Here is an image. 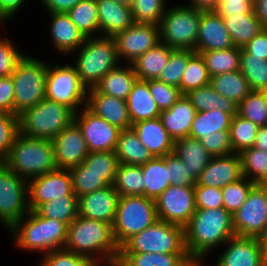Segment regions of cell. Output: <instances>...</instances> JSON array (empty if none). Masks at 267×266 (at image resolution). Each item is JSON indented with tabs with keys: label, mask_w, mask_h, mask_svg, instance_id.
Returning <instances> with one entry per match:
<instances>
[{
	"label": "cell",
	"mask_w": 267,
	"mask_h": 266,
	"mask_svg": "<svg viewBox=\"0 0 267 266\" xmlns=\"http://www.w3.org/2000/svg\"><path fill=\"white\" fill-rule=\"evenodd\" d=\"M73 193L72 176L68 169H56L28 181L30 211L47 201Z\"/></svg>",
	"instance_id": "17"
},
{
	"label": "cell",
	"mask_w": 267,
	"mask_h": 266,
	"mask_svg": "<svg viewBox=\"0 0 267 266\" xmlns=\"http://www.w3.org/2000/svg\"><path fill=\"white\" fill-rule=\"evenodd\" d=\"M240 72L251 90L267 91V60L254 57L241 48Z\"/></svg>",
	"instance_id": "45"
},
{
	"label": "cell",
	"mask_w": 267,
	"mask_h": 266,
	"mask_svg": "<svg viewBox=\"0 0 267 266\" xmlns=\"http://www.w3.org/2000/svg\"><path fill=\"white\" fill-rule=\"evenodd\" d=\"M19 133V115L0 112V162L9 155Z\"/></svg>",
	"instance_id": "54"
},
{
	"label": "cell",
	"mask_w": 267,
	"mask_h": 266,
	"mask_svg": "<svg viewBox=\"0 0 267 266\" xmlns=\"http://www.w3.org/2000/svg\"><path fill=\"white\" fill-rule=\"evenodd\" d=\"M158 220L155 200L145 196H120L112 225L113 236L119 248L134 234Z\"/></svg>",
	"instance_id": "9"
},
{
	"label": "cell",
	"mask_w": 267,
	"mask_h": 266,
	"mask_svg": "<svg viewBox=\"0 0 267 266\" xmlns=\"http://www.w3.org/2000/svg\"><path fill=\"white\" fill-rule=\"evenodd\" d=\"M69 171L72 176L73 192L77 197L108 186L100 175L90 171L83 163L70 168Z\"/></svg>",
	"instance_id": "49"
},
{
	"label": "cell",
	"mask_w": 267,
	"mask_h": 266,
	"mask_svg": "<svg viewBox=\"0 0 267 266\" xmlns=\"http://www.w3.org/2000/svg\"><path fill=\"white\" fill-rule=\"evenodd\" d=\"M201 11L190 6L167 8L161 18L160 42L174 50H195L199 34Z\"/></svg>",
	"instance_id": "10"
},
{
	"label": "cell",
	"mask_w": 267,
	"mask_h": 266,
	"mask_svg": "<svg viewBox=\"0 0 267 266\" xmlns=\"http://www.w3.org/2000/svg\"><path fill=\"white\" fill-rule=\"evenodd\" d=\"M28 181L0 162V223L9 231L30 212Z\"/></svg>",
	"instance_id": "12"
},
{
	"label": "cell",
	"mask_w": 267,
	"mask_h": 266,
	"mask_svg": "<svg viewBox=\"0 0 267 266\" xmlns=\"http://www.w3.org/2000/svg\"><path fill=\"white\" fill-rule=\"evenodd\" d=\"M83 164L90 171L100 175L108 185H113L120 163L115 151H99L89 152Z\"/></svg>",
	"instance_id": "48"
},
{
	"label": "cell",
	"mask_w": 267,
	"mask_h": 266,
	"mask_svg": "<svg viewBox=\"0 0 267 266\" xmlns=\"http://www.w3.org/2000/svg\"><path fill=\"white\" fill-rule=\"evenodd\" d=\"M57 169H70L83 163L89 154L78 124L73 121L52 140Z\"/></svg>",
	"instance_id": "18"
},
{
	"label": "cell",
	"mask_w": 267,
	"mask_h": 266,
	"mask_svg": "<svg viewBox=\"0 0 267 266\" xmlns=\"http://www.w3.org/2000/svg\"><path fill=\"white\" fill-rule=\"evenodd\" d=\"M233 116L219 109L196 112L189 137L200 139L214 132L229 131Z\"/></svg>",
	"instance_id": "37"
},
{
	"label": "cell",
	"mask_w": 267,
	"mask_h": 266,
	"mask_svg": "<svg viewBox=\"0 0 267 266\" xmlns=\"http://www.w3.org/2000/svg\"><path fill=\"white\" fill-rule=\"evenodd\" d=\"M253 147L267 151V125L259 127Z\"/></svg>",
	"instance_id": "67"
},
{
	"label": "cell",
	"mask_w": 267,
	"mask_h": 266,
	"mask_svg": "<svg viewBox=\"0 0 267 266\" xmlns=\"http://www.w3.org/2000/svg\"><path fill=\"white\" fill-rule=\"evenodd\" d=\"M104 266H124L118 259L106 263Z\"/></svg>",
	"instance_id": "70"
},
{
	"label": "cell",
	"mask_w": 267,
	"mask_h": 266,
	"mask_svg": "<svg viewBox=\"0 0 267 266\" xmlns=\"http://www.w3.org/2000/svg\"><path fill=\"white\" fill-rule=\"evenodd\" d=\"M186 96L190 99L196 112L219 109L232 116L238 114V104L216 92L210 84L190 90Z\"/></svg>",
	"instance_id": "34"
},
{
	"label": "cell",
	"mask_w": 267,
	"mask_h": 266,
	"mask_svg": "<svg viewBox=\"0 0 267 266\" xmlns=\"http://www.w3.org/2000/svg\"><path fill=\"white\" fill-rule=\"evenodd\" d=\"M173 153L186 164L189 171H192L197 178L212 158L200 140L191 137L175 140Z\"/></svg>",
	"instance_id": "31"
},
{
	"label": "cell",
	"mask_w": 267,
	"mask_h": 266,
	"mask_svg": "<svg viewBox=\"0 0 267 266\" xmlns=\"http://www.w3.org/2000/svg\"><path fill=\"white\" fill-rule=\"evenodd\" d=\"M67 14L86 38L100 36L96 0H81Z\"/></svg>",
	"instance_id": "42"
},
{
	"label": "cell",
	"mask_w": 267,
	"mask_h": 266,
	"mask_svg": "<svg viewBox=\"0 0 267 266\" xmlns=\"http://www.w3.org/2000/svg\"><path fill=\"white\" fill-rule=\"evenodd\" d=\"M243 178L240 156H212L207 167L201 172L196 185L223 188Z\"/></svg>",
	"instance_id": "21"
},
{
	"label": "cell",
	"mask_w": 267,
	"mask_h": 266,
	"mask_svg": "<svg viewBox=\"0 0 267 266\" xmlns=\"http://www.w3.org/2000/svg\"><path fill=\"white\" fill-rule=\"evenodd\" d=\"M257 239L263 250L264 256L267 259V225L264 227L263 232L258 236Z\"/></svg>",
	"instance_id": "68"
},
{
	"label": "cell",
	"mask_w": 267,
	"mask_h": 266,
	"mask_svg": "<svg viewBox=\"0 0 267 266\" xmlns=\"http://www.w3.org/2000/svg\"><path fill=\"white\" fill-rule=\"evenodd\" d=\"M165 165L168 168L171 185L195 186L198 178L189 171L186 164L174 153L165 155Z\"/></svg>",
	"instance_id": "55"
},
{
	"label": "cell",
	"mask_w": 267,
	"mask_h": 266,
	"mask_svg": "<svg viewBox=\"0 0 267 266\" xmlns=\"http://www.w3.org/2000/svg\"><path fill=\"white\" fill-rule=\"evenodd\" d=\"M131 128L153 157H163L173 153L175 141L159 117L136 122L132 124Z\"/></svg>",
	"instance_id": "25"
},
{
	"label": "cell",
	"mask_w": 267,
	"mask_h": 266,
	"mask_svg": "<svg viewBox=\"0 0 267 266\" xmlns=\"http://www.w3.org/2000/svg\"><path fill=\"white\" fill-rule=\"evenodd\" d=\"M127 65V66H126ZM137 76L131 64L107 72L94 86L100 93L127 100Z\"/></svg>",
	"instance_id": "30"
},
{
	"label": "cell",
	"mask_w": 267,
	"mask_h": 266,
	"mask_svg": "<svg viewBox=\"0 0 267 266\" xmlns=\"http://www.w3.org/2000/svg\"><path fill=\"white\" fill-rule=\"evenodd\" d=\"M74 115L69 107L44 98L19 114L20 133L52 141L74 121Z\"/></svg>",
	"instance_id": "6"
},
{
	"label": "cell",
	"mask_w": 267,
	"mask_h": 266,
	"mask_svg": "<svg viewBox=\"0 0 267 266\" xmlns=\"http://www.w3.org/2000/svg\"><path fill=\"white\" fill-rule=\"evenodd\" d=\"M232 216L236 236L258 238L267 225V189L256 184Z\"/></svg>",
	"instance_id": "13"
},
{
	"label": "cell",
	"mask_w": 267,
	"mask_h": 266,
	"mask_svg": "<svg viewBox=\"0 0 267 266\" xmlns=\"http://www.w3.org/2000/svg\"><path fill=\"white\" fill-rule=\"evenodd\" d=\"M78 207V197L73 192L71 195L45 202L35 212L41 217L60 220L69 225L79 216Z\"/></svg>",
	"instance_id": "39"
},
{
	"label": "cell",
	"mask_w": 267,
	"mask_h": 266,
	"mask_svg": "<svg viewBox=\"0 0 267 266\" xmlns=\"http://www.w3.org/2000/svg\"><path fill=\"white\" fill-rule=\"evenodd\" d=\"M239 156L243 177L256 184H263L267 180V151L252 147L241 151Z\"/></svg>",
	"instance_id": "44"
},
{
	"label": "cell",
	"mask_w": 267,
	"mask_h": 266,
	"mask_svg": "<svg viewBox=\"0 0 267 266\" xmlns=\"http://www.w3.org/2000/svg\"><path fill=\"white\" fill-rule=\"evenodd\" d=\"M210 86L220 95L239 104L251 91L240 70L210 77Z\"/></svg>",
	"instance_id": "36"
},
{
	"label": "cell",
	"mask_w": 267,
	"mask_h": 266,
	"mask_svg": "<svg viewBox=\"0 0 267 266\" xmlns=\"http://www.w3.org/2000/svg\"><path fill=\"white\" fill-rule=\"evenodd\" d=\"M0 112L15 114L14 86L11 75L0 77Z\"/></svg>",
	"instance_id": "61"
},
{
	"label": "cell",
	"mask_w": 267,
	"mask_h": 266,
	"mask_svg": "<svg viewBox=\"0 0 267 266\" xmlns=\"http://www.w3.org/2000/svg\"><path fill=\"white\" fill-rule=\"evenodd\" d=\"M113 187L120 196H145L141 166L120 163Z\"/></svg>",
	"instance_id": "40"
},
{
	"label": "cell",
	"mask_w": 267,
	"mask_h": 266,
	"mask_svg": "<svg viewBox=\"0 0 267 266\" xmlns=\"http://www.w3.org/2000/svg\"><path fill=\"white\" fill-rule=\"evenodd\" d=\"M115 154L121 164L143 165L153 158L132 128L119 133Z\"/></svg>",
	"instance_id": "32"
},
{
	"label": "cell",
	"mask_w": 267,
	"mask_h": 266,
	"mask_svg": "<svg viewBox=\"0 0 267 266\" xmlns=\"http://www.w3.org/2000/svg\"><path fill=\"white\" fill-rule=\"evenodd\" d=\"M254 0H220L214 10L222 18L230 15L254 13Z\"/></svg>",
	"instance_id": "60"
},
{
	"label": "cell",
	"mask_w": 267,
	"mask_h": 266,
	"mask_svg": "<svg viewBox=\"0 0 267 266\" xmlns=\"http://www.w3.org/2000/svg\"><path fill=\"white\" fill-rule=\"evenodd\" d=\"M48 64L25 54L11 74L14 86L15 115L46 98Z\"/></svg>",
	"instance_id": "8"
},
{
	"label": "cell",
	"mask_w": 267,
	"mask_h": 266,
	"mask_svg": "<svg viewBox=\"0 0 267 266\" xmlns=\"http://www.w3.org/2000/svg\"><path fill=\"white\" fill-rule=\"evenodd\" d=\"M14 45L16 46L6 36L0 38V77L10 76L14 72L17 63L26 54L18 51V48Z\"/></svg>",
	"instance_id": "57"
},
{
	"label": "cell",
	"mask_w": 267,
	"mask_h": 266,
	"mask_svg": "<svg viewBox=\"0 0 267 266\" xmlns=\"http://www.w3.org/2000/svg\"><path fill=\"white\" fill-rule=\"evenodd\" d=\"M88 88L81 82L78 71L71 63L48 64L46 98L69 107L74 113L86 106Z\"/></svg>",
	"instance_id": "11"
},
{
	"label": "cell",
	"mask_w": 267,
	"mask_h": 266,
	"mask_svg": "<svg viewBox=\"0 0 267 266\" xmlns=\"http://www.w3.org/2000/svg\"><path fill=\"white\" fill-rule=\"evenodd\" d=\"M27 0H0V25L16 15Z\"/></svg>",
	"instance_id": "63"
},
{
	"label": "cell",
	"mask_w": 267,
	"mask_h": 266,
	"mask_svg": "<svg viewBox=\"0 0 267 266\" xmlns=\"http://www.w3.org/2000/svg\"><path fill=\"white\" fill-rule=\"evenodd\" d=\"M220 0H190L187 6L200 11H214L218 6Z\"/></svg>",
	"instance_id": "66"
},
{
	"label": "cell",
	"mask_w": 267,
	"mask_h": 266,
	"mask_svg": "<svg viewBox=\"0 0 267 266\" xmlns=\"http://www.w3.org/2000/svg\"><path fill=\"white\" fill-rule=\"evenodd\" d=\"M242 49L254 57L267 60V29H263L243 46Z\"/></svg>",
	"instance_id": "62"
},
{
	"label": "cell",
	"mask_w": 267,
	"mask_h": 266,
	"mask_svg": "<svg viewBox=\"0 0 267 266\" xmlns=\"http://www.w3.org/2000/svg\"><path fill=\"white\" fill-rule=\"evenodd\" d=\"M210 84V76L200 53L194 52L189 58L182 75L179 89L182 94Z\"/></svg>",
	"instance_id": "43"
},
{
	"label": "cell",
	"mask_w": 267,
	"mask_h": 266,
	"mask_svg": "<svg viewBox=\"0 0 267 266\" xmlns=\"http://www.w3.org/2000/svg\"><path fill=\"white\" fill-rule=\"evenodd\" d=\"M73 53H77L78 57L73 65L81 82L88 89L94 87L107 72L121 64L113 37H88Z\"/></svg>",
	"instance_id": "5"
},
{
	"label": "cell",
	"mask_w": 267,
	"mask_h": 266,
	"mask_svg": "<svg viewBox=\"0 0 267 266\" xmlns=\"http://www.w3.org/2000/svg\"><path fill=\"white\" fill-rule=\"evenodd\" d=\"M234 47L223 18L215 11H201L195 52L222 50Z\"/></svg>",
	"instance_id": "22"
},
{
	"label": "cell",
	"mask_w": 267,
	"mask_h": 266,
	"mask_svg": "<svg viewBox=\"0 0 267 266\" xmlns=\"http://www.w3.org/2000/svg\"><path fill=\"white\" fill-rule=\"evenodd\" d=\"M3 163L26 181L57 169L52 141L21 133Z\"/></svg>",
	"instance_id": "4"
},
{
	"label": "cell",
	"mask_w": 267,
	"mask_h": 266,
	"mask_svg": "<svg viewBox=\"0 0 267 266\" xmlns=\"http://www.w3.org/2000/svg\"><path fill=\"white\" fill-rule=\"evenodd\" d=\"M188 254L120 253L118 260L124 266H184Z\"/></svg>",
	"instance_id": "41"
},
{
	"label": "cell",
	"mask_w": 267,
	"mask_h": 266,
	"mask_svg": "<svg viewBox=\"0 0 267 266\" xmlns=\"http://www.w3.org/2000/svg\"><path fill=\"white\" fill-rule=\"evenodd\" d=\"M259 127L252 121L234 115L229 128L230 142L233 153L239 154L241 151L252 148Z\"/></svg>",
	"instance_id": "46"
},
{
	"label": "cell",
	"mask_w": 267,
	"mask_h": 266,
	"mask_svg": "<svg viewBox=\"0 0 267 266\" xmlns=\"http://www.w3.org/2000/svg\"><path fill=\"white\" fill-rule=\"evenodd\" d=\"M119 60L131 64L160 42V28L154 23L134 22L113 36Z\"/></svg>",
	"instance_id": "15"
},
{
	"label": "cell",
	"mask_w": 267,
	"mask_h": 266,
	"mask_svg": "<svg viewBox=\"0 0 267 266\" xmlns=\"http://www.w3.org/2000/svg\"><path fill=\"white\" fill-rule=\"evenodd\" d=\"M141 168L145 197L155 200L171 185L165 156L153 157L146 164L141 165Z\"/></svg>",
	"instance_id": "35"
},
{
	"label": "cell",
	"mask_w": 267,
	"mask_h": 266,
	"mask_svg": "<svg viewBox=\"0 0 267 266\" xmlns=\"http://www.w3.org/2000/svg\"><path fill=\"white\" fill-rule=\"evenodd\" d=\"M48 13H67L81 0H38Z\"/></svg>",
	"instance_id": "64"
},
{
	"label": "cell",
	"mask_w": 267,
	"mask_h": 266,
	"mask_svg": "<svg viewBox=\"0 0 267 266\" xmlns=\"http://www.w3.org/2000/svg\"><path fill=\"white\" fill-rule=\"evenodd\" d=\"M198 53L202 55L210 77L240 70L241 48L239 47Z\"/></svg>",
	"instance_id": "38"
},
{
	"label": "cell",
	"mask_w": 267,
	"mask_h": 266,
	"mask_svg": "<svg viewBox=\"0 0 267 266\" xmlns=\"http://www.w3.org/2000/svg\"><path fill=\"white\" fill-rule=\"evenodd\" d=\"M51 18V44L57 53L71 54L85 42L86 37L77 28L67 13H48Z\"/></svg>",
	"instance_id": "24"
},
{
	"label": "cell",
	"mask_w": 267,
	"mask_h": 266,
	"mask_svg": "<svg viewBox=\"0 0 267 266\" xmlns=\"http://www.w3.org/2000/svg\"><path fill=\"white\" fill-rule=\"evenodd\" d=\"M223 21L235 47L242 48L264 28L255 13L224 16Z\"/></svg>",
	"instance_id": "33"
},
{
	"label": "cell",
	"mask_w": 267,
	"mask_h": 266,
	"mask_svg": "<svg viewBox=\"0 0 267 266\" xmlns=\"http://www.w3.org/2000/svg\"><path fill=\"white\" fill-rule=\"evenodd\" d=\"M262 185L267 189V180Z\"/></svg>",
	"instance_id": "72"
},
{
	"label": "cell",
	"mask_w": 267,
	"mask_h": 266,
	"mask_svg": "<svg viewBox=\"0 0 267 266\" xmlns=\"http://www.w3.org/2000/svg\"><path fill=\"white\" fill-rule=\"evenodd\" d=\"M120 253L187 254L184 227L157 220L129 238L120 247Z\"/></svg>",
	"instance_id": "7"
},
{
	"label": "cell",
	"mask_w": 267,
	"mask_h": 266,
	"mask_svg": "<svg viewBox=\"0 0 267 266\" xmlns=\"http://www.w3.org/2000/svg\"><path fill=\"white\" fill-rule=\"evenodd\" d=\"M126 101L132 124L158 118L162 112L150 93L149 80L137 79Z\"/></svg>",
	"instance_id": "28"
},
{
	"label": "cell",
	"mask_w": 267,
	"mask_h": 266,
	"mask_svg": "<svg viewBox=\"0 0 267 266\" xmlns=\"http://www.w3.org/2000/svg\"><path fill=\"white\" fill-rule=\"evenodd\" d=\"M204 262L202 259H190L184 266H203Z\"/></svg>",
	"instance_id": "69"
},
{
	"label": "cell",
	"mask_w": 267,
	"mask_h": 266,
	"mask_svg": "<svg viewBox=\"0 0 267 266\" xmlns=\"http://www.w3.org/2000/svg\"><path fill=\"white\" fill-rule=\"evenodd\" d=\"M114 1L123 5L131 6L134 0H114Z\"/></svg>",
	"instance_id": "71"
},
{
	"label": "cell",
	"mask_w": 267,
	"mask_h": 266,
	"mask_svg": "<svg viewBox=\"0 0 267 266\" xmlns=\"http://www.w3.org/2000/svg\"><path fill=\"white\" fill-rule=\"evenodd\" d=\"M173 51L174 49L171 47L159 42L156 46L138 57L131 63L137 79L143 81L158 79Z\"/></svg>",
	"instance_id": "29"
},
{
	"label": "cell",
	"mask_w": 267,
	"mask_h": 266,
	"mask_svg": "<svg viewBox=\"0 0 267 266\" xmlns=\"http://www.w3.org/2000/svg\"><path fill=\"white\" fill-rule=\"evenodd\" d=\"M149 90L161 111L171 108L182 96L179 88L167 85L158 79L149 80Z\"/></svg>",
	"instance_id": "56"
},
{
	"label": "cell",
	"mask_w": 267,
	"mask_h": 266,
	"mask_svg": "<svg viewBox=\"0 0 267 266\" xmlns=\"http://www.w3.org/2000/svg\"><path fill=\"white\" fill-rule=\"evenodd\" d=\"M96 3L100 36L113 37L134 23L130 6L114 0H96Z\"/></svg>",
	"instance_id": "26"
},
{
	"label": "cell",
	"mask_w": 267,
	"mask_h": 266,
	"mask_svg": "<svg viewBox=\"0 0 267 266\" xmlns=\"http://www.w3.org/2000/svg\"><path fill=\"white\" fill-rule=\"evenodd\" d=\"M89 152L115 151L121 129L95 115L86 106L74 115Z\"/></svg>",
	"instance_id": "16"
},
{
	"label": "cell",
	"mask_w": 267,
	"mask_h": 266,
	"mask_svg": "<svg viewBox=\"0 0 267 266\" xmlns=\"http://www.w3.org/2000/svg\"><path fill=\"white\" fill-rule=\"evenodd\" d=\"M64 248L82 256L95 258L103 265L117 260L120 255L111 224L80 216L68 225Z\"/></svg>",
	"instance_id": "2"
},
{
	"label": "cell",
	"mask_w": 267,
	"mask_h": 266,
	"mask_svg": "<svg viewBox=\"0 0 267 266\" xmlns=\"http://www.w3.org/2000/svg\"><path fill=\"white\" fill-rule=\"evenodd\" d=\"M201 144L212 156H227L233 153L229 131H218L210 136H202Z\"/></svg>",
	"instance_id": "58"
},
{
	"label": "cell",
	"mask_w": 267,
	"mask_h": 266,
	"mask_svg": "<svg viewBox=\"0 0 267 266\" xmlns=\"http://www.w3.org/2000/svg\"><path fill=\"white\" fill-rule=\"evenodd\" d=\"M38 266H103L95 258L82 256L65 248L43 255Z\"/></svg>",
	"instance_id": "50"
},
{
	"label": "cell",
	"mask_w": 267,
	"mask_h": 266,
	"mask_svg": "<svg viewBox=\"0 0 267 266\" xmlns=\"http://www.w3.org/2000/svg\"><path fill=\"white\" fill-rule=\"evenodd\" d=\"M86 107L121 130L129 129L132 126L128 115L127 101L100 93L95 87L88 89Z\"/></svg>",
	"instance_id": "23"
},
{
	"label": "cell",
	"mask_w": 267,
	"mask_h": 266,
	"mask_svg": "<svg viewBox=\"0 0 267 266\" xmlns=\"http://www.w3.org/2000/svg\"><path fill=\"white\" fill-rule=\"evenodd\" d=\"M155 205L158 220L185 227L196 211L194 186L170 185Z\"/></svg>",
	"instance_id": "14"
},
{
	"label": "cell",
	"mask_w": 267,
	"mask_h": 266,
	"mask_svg": "<svg viewBox=\"0 0 267 266\" xmlns=\"http://www.w3.org/2000/svg\"><path fill=\"white\" fill-rule=\"evenodd\" d=\"M195 114L196 109L190 99L186 94H182L171 108L161 112L159 118L175 141L179 138L189 137Z\"/></svg>",
	"instance_id": "27"
},
{
	"label": "cell",
	"mask_w": 267,
	"mask_h": 266,
	"mask_svg": "<svg viewBox=\"0 0 267 266\" xmlns=\"http://www.w3.org/2000/svg\"><path fill=\"white\" fill-rule=\"evenodd\" d=\"M8 232L14 239V245L26 252H41V255L65 247L68 225L60 220L39 216L30 211Z\"/></svg>",
	"instance_id": "3"
},
{
	"label": "cell",
	"mask_w": 267,
	"mask_h": 266,
	"mask_svg": "<svg viewBox=\"0 0 267 266\" xmlns=\"http://www.w3.org/2000/svg\"><path fill=\"white\" fill-rule=\"evenodd\" d=\"M120 195L113 185L78 197L79 216L113 225Z\"/></svg>",
	"instance_id": "20"
},
{
	"label": "cell",
	"mask_w": 267,
	"mask_h": 266,
	"mask_svg": "<svg viewBox=\"0 0 267 266\" xmlns=\"http://www.w3.org/2000/svg\"><path fill=\"white\" fill-rule=\"evenodd\" d=\"M256 183L243 177L238 181L221 188L223 196V208L234 215L248 197Z\"/></svg>",
	"instance_id": "51"
},
{
	"label": "cell",
	"mask_w": 267,
	"mask_h": 266,
	"mask_svg": "<svg viewBox=\"0 0 267 266\" xmlns=\"http://www.w3.org/2000/svg\"><path fill=\"white\" fill-rule=\"evenodd\" d=\"M185 249L191 259H206V255L236 236L233 216L224 208L196 209L184 227Z\"/></svg>",
	"instance_id": "1"
},
{
	"label": "cell",
	"mask_w": 267,
	"mask_h": 266,
	"mask_svg": "<svg viewBox=\"0 0 267 266\" xmlns=\"http://www.w3.org/2000/svg\"><path fill=\"white\" fill-rule=\"evenodd\" d=\"M166 0H134L130 6L134 22L159 25L167 10Z\"/></svg>",
	"instance_id": "52"
},
{
	"label": "cell",
	"mask_w": 267,
	"mask_h": 266,
	"mask_svg": "<svg viewBox=\"0 0 267 266\" xmlns=\"http://www.w3.org/2000/svg\"><path fill=\"white\" fill-rule=\"evenodd\" d=\"M253 10L262 27L267 29V0H254Z\"/></svg>",
	"instance_id": "65"
},
{
	"label": "cell",
	"mask_w": 267,
	"mask_h": 266,
	"mask_svg": "<svg viewBox=\"0 0 267 266\" xmlns=\"http://www.w3.org/2000/svg\"><path fill=\"white\" fill-rule=\"evenodd\" d=\"M196 209L223 208V196L221 188L195 185Z\"/></svg>",
	"instance_id": "59"
},
{
	"label": "cell",
	"mask_w": 267,
	"mask_h": 266,
	"mask_svg": "<svg viewBox=\"0 0 267 266\" xmlns=\"http://www.w3.org/2000/svg\"><path fill=\"white\" fill-rule=\"evenodd\" d=\"M194 52L191 50H174L170 54V59L159 75L158 80L179 88L188 58Z\"/></svg>",
	"instance_id": "53"
},
{
	"label": "cell",
	"mask_w": 267,
	"mask_h": 266,
	"mask_svg": "<svg viewBox=\"0 0 267 266\" xmlns=\"http://www.w3.org/2000/svg\"><path fill=\"white\" fill-rule=\"evenodd\" d=\"M224 245L215 266H267L257 238L234 236Z\"/></svg>",
	"instance_id": "19"
},
{
	"label": "cell",
	"mask_w": 267,
	"mask_h": 266,
	"mask_svg": "<svg viewBox=\"0 0 267 266\" xmlns=\"http://www.w3.org/2000/svg\"><path fill=\"white\" fill-rule=\"evenodd\" d=\"M238 115L258 127L267 125V91L251 90L238 104Z\"/></svg>",
	"instance_id": "47"
}]
</instances>
